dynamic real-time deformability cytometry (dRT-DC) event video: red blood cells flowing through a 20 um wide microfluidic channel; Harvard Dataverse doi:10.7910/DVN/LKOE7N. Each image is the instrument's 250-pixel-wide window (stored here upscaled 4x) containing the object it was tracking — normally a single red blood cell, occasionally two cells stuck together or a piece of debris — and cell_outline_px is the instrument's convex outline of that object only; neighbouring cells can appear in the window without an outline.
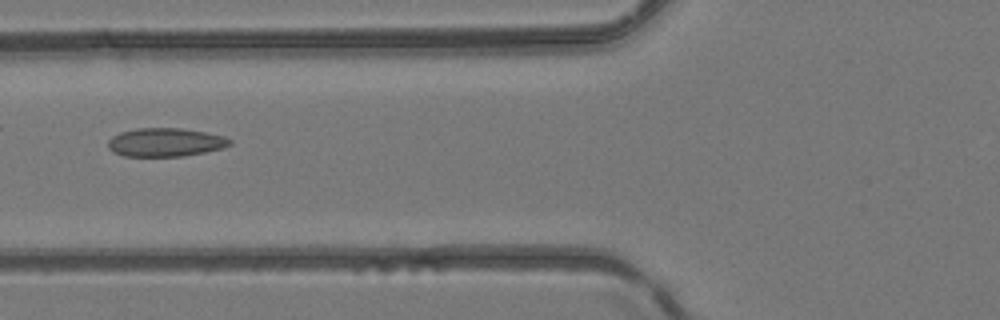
{"species": "common noctule bat (a hibernating species)", "species_latin": "Nyctalus noctula", "temperature_condition": "room temperature", "stored_images_in_passage": 7, "camera_frame_rate_fps": 3000, "um_per_image_px": 0.085, "animal": {"sex": "female", "body_mass_g": 24.6, "forearm_length_mm": 56.2}, "frame": {"image": 1, "passage_image": 6, "time_ms": 6.667, "image_size_px": [1000, 320], "cell_outline_px": [[232, 144], [224, 148], [184, 156], [124, 156], [112, 152], [108, 148], [108, 140], [112, 136], [120, 132], [136, 128], [180, 128], [204, 132], [224, 136], [232, 140]], "centroid_in_image_um": [14.05, 12.09], "position_along_channel_um": 111.8, "area_um2": 20.35}}
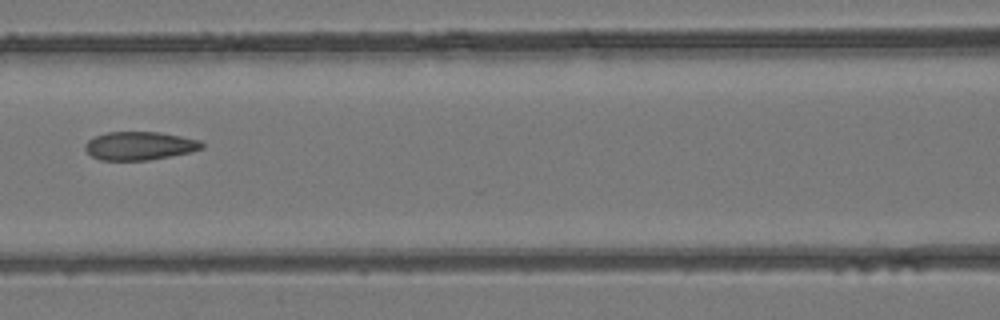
{"frame": {"image": 2, "passage_image": 7, "time_ms": 7.667, "image_size_px": [1000, 320], "cell_outline_px": [[204, 148], [192, 152], [172, 156], [148, 160], [100, 160], [92, 156], [84, 148], [84, 144], [88, 140], [96, 136], [108, 132], [160, 132], [200, 140], [204, 144]], "centroid_in_image_um": [11.89, 12.4], "position_along_channel_um": 154.7, "area_um2": 19.36}}